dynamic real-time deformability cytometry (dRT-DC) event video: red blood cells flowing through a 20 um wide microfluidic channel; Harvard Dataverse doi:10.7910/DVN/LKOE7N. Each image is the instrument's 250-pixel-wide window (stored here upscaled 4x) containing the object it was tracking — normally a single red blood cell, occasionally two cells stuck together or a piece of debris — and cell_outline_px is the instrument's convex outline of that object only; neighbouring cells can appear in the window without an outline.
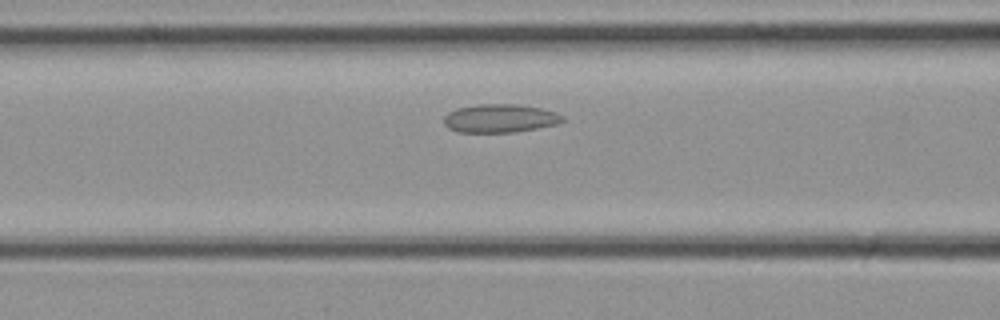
{"species": "common noctule bat (a hibernating species)", "species_latin": "Nyctalus noctula", "temperature_condition": "cold", "stored_images_in_passage": 29, "camera_frame_rate_fps": 3000, "um_per_image_px": 0.085, "animal": {"sex": "female", "body_mass_g": 21.9}, "frame": {"image": 1, "passage_image": 9, "time_ms": 2.667, "image_size_px": [1000, 320], "cell_outline_px": [[568, 120], [556, 124], [516, 132], [456, 132], [448, 128], [444, 124], [444, 116], [448, 112], [456, 108], [476, 104], [520, 104], [540, 108], [556, 112], [564, 116]], "centroid_in_image_um": [42.5, 10.05], "position_along_channel_um": 124.1, "area_um2": 19.88}}
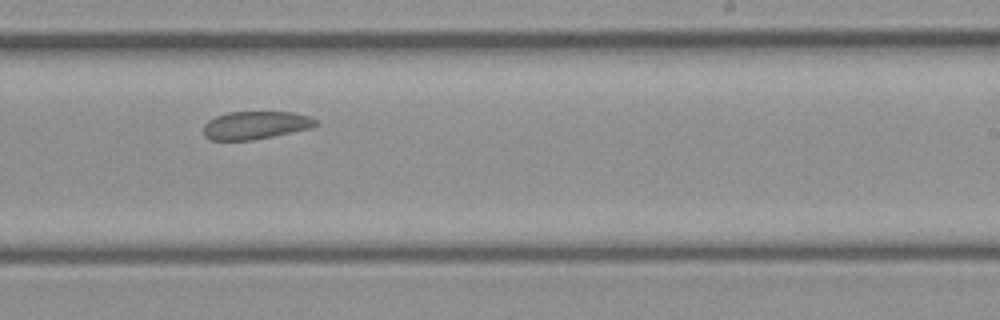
{"frame": {"image": 2, "passage_image": 16, "time_ms": 5.0, "image_size_px": [1000, 320], "cell_outline_px": [[320, 124], [308, 128], [272, 136], [252, 140], [208, 140], [204, 136], [204, 124], [208, 120], [216, 116], [228, 112], [292, 112], [308, 116], [316, 120]], "centroid_in_image_um": [21.67, 10.64], "position_along_channel_um": 267.3, "area_um2": 18.15}}
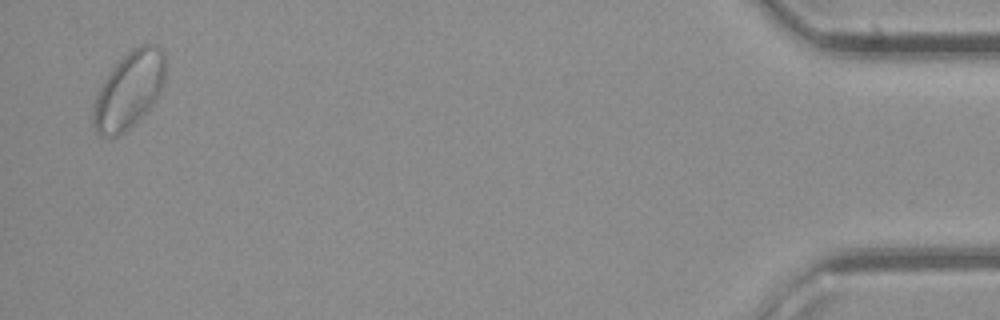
{"frame": {"image": 3, "passage_image": 28, "time_ms": 9.0, "image_size_px": [1000, 320], "cell_outline_px": [[164, 80], [160, 92], [156, 100], [124, 132], [116, 136], [100, 136], [92, 128], [92, 108], [100, 88], [104, 80], [112, 68], [128, 52], [144, 44], [156, 44], [164, 52]], "centroid_in_image_um": [10.94, 7.67], "position_along_channel_um": 424.3, "area_um2": 31.73}}